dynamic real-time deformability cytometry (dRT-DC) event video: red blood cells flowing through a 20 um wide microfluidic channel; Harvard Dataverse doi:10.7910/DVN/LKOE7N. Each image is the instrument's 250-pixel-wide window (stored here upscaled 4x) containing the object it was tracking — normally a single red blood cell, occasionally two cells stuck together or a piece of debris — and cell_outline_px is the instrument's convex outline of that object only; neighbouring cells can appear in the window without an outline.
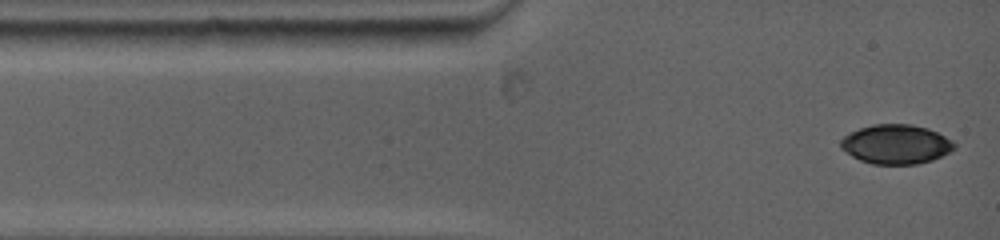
{"species": "common noctule bat (a hibernating species)", "species_latin": "Nyctalus noctula", "temperature_condition": "warm", "stored_images_in_passage": 10, "camera_frame_rate_fps": 5000, "um_per_image_px": 0.085, "animal": {"sex": "female", "body_mass_g": 19.0, "forearm_length_mm": 53.3}, "frame": {"image": 1, "passage_image": 1, "time_ms": 0.0, "image_size_px": [1000, 240], "cell_outline_px": [[956, 148], [932, 160], [916, 164], [872, 164], [860, 160], [852, 156], [840, 148], [840, 140], [848, 132], [872, 124], [912, 124], [928, 128], [952, 140], [956, 144]], "centroid_in_image_um": [76.13, 12.25], "position_along_channel_um": 8.9, "area_um2": 26.13}}
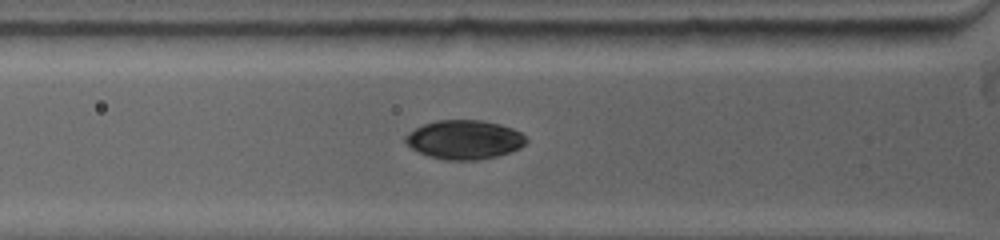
{"frame": {"image": 2, "passage_image": 6, "time_ms": 3.0, "image_size_px": [1000, 240], "cell_outline_px": [[528, 140], [520, 148], [512, 152], [496, 156], [476, 160], [444, 160], [428, 156], [412, 148], [404, 140], [404, 136], [408, 132], [424, 124], [436, 120], [480, 120], [500, 124], [512, 128], [520, 132]], "centroid_in_image_um": [39.47, 11.87], "position_along_channel_um": 86.3, "area_um2": 27.46}}
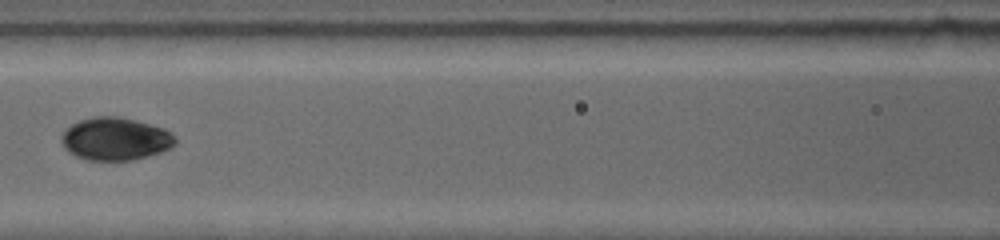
{"frame": {"image": 3, "passage_image": 9, "time_ms": 4.8, "image_size_px": [1000, 240], "cell_outline_px": [[176, 140], [168, 148], [160, 152], [148, 156], [132, 160], [84, 160], [68, 152], [64, 148], [60, 140], [60, 136], [72, 124], [80, 120], [92, 116], [120, 116], [136, 120], [164, 128], [176, 136]], "centroid_in_image_um": [9.77, 11.8], "position_along_channel_um": 156.8, "area_um2": 28.44}}